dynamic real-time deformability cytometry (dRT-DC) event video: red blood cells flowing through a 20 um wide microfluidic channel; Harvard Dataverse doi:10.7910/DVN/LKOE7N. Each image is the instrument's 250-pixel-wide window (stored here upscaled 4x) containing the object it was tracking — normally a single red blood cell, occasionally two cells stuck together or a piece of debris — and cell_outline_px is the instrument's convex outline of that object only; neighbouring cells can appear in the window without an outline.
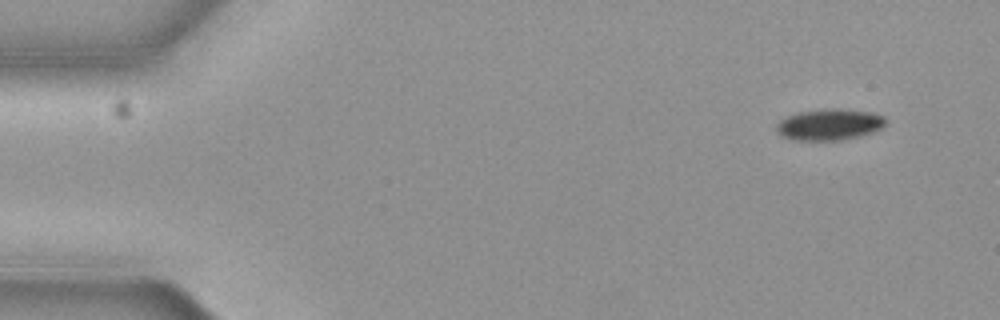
{"species": "common noctule bat (a hibernating species)", "species_latin": "Nyctalus noctula", "temperature_condition": "cold", "stored_images_in_passage": 6, "camera_frame_rate_fps": 3000, "um_per_image_px": 0.085, "animal": {"sex": "female", "body_mass_g": 19.3, "forearm_length_mm": 54.1}, "frame": {"image": 1, "passage_image": 1, "time_ms": 0.0, "image_size_px": [1000, 320], "cell_outline_px": [[888, 124], [872, 132], [860, 136], [840, 140], [792, 140], [780, 136], [776, 132], [776, 124], [780, 120], [788, 116], [800, 112], [832, 108], [872, 112], [884, 116], [888, 120]], "centroid_in_image_um": [70.51, 10.59], "position_along_channel_um": 14.5, "area_um2": 20.0}}
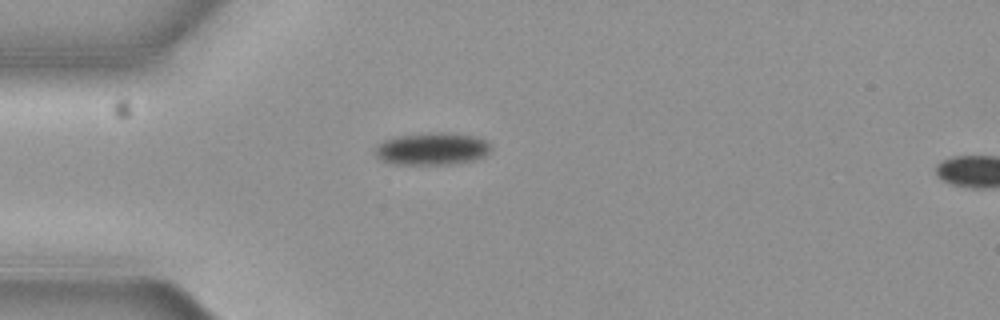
{"frame": {"image": 2, "passage_image": 4, "time_ms": 1.0, "image_size_px": [1000, 320], "cell_outline_px": [[492, 148], [484, 156], [476, 160], [448, 164], [392, 164], [376, 156], [376, 148], [384, 140], [396, 136], [424, 132], [452, 132], [476, 136], [484, 140]], "centroid_in_image_um": [36.75, 12.63], "position_along_channel_um": 48.2, "area_um2": 21.91}}
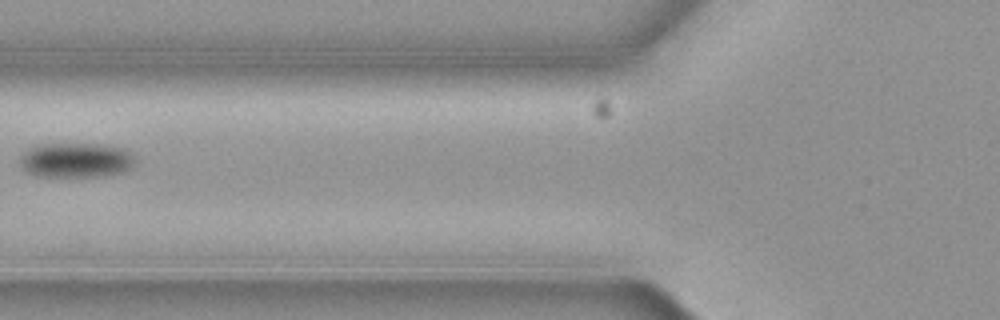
{"frame": {"image": 3, "passage_image": 6, "time_ms": 1.667, "image_size_px": [1000, 320], "cell_outline_px": [[136, 160], [124, 172], [104, 176], [36, 176], [20, 168], [20, 156], [28, 148], [36, 144], [104, 144], [124, 148]], "centroid_in_image_um": [6.41, 13.6], "position_along_channel_um": 119.4, "area_um2": 23.47}}